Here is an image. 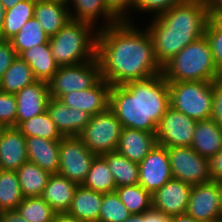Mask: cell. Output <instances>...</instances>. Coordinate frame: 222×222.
I'll return each instance as SVG.
<instances>
[{
  "instance_id": "6da1fadb",
  "label": "cell",
  "mask_w": 222,
  "mask_h": 222,
  "mask_svg": "<svg viewBox=\"0 0 222 222\" xmlns=\"http://www.w3.org/2000/svg\"><path fill=\"white\" fill-rule=\"evenodd\" d=\"M133 20L98 30L96 58L102 78L111 86L162 73L146 26L140 28Z\"/></svg>"
},
{
  "instance_id": "7a4b0ae2",
  "label": "cell",
  "mask_w": 222,
  "mask_h": 222,
  "mask_svg": "<svg viewBox=\"0 0 222 222\" xmlns=\"http://www.w3.org/2000/svg\"><path fill=\"white\" fill-rule=\"evenodd\" d=\"M169 107L168 81L162 73L111 86L109 108L123 127L156 132Z\"/></svg>"
},
{
  "instance_id": "3957f363",
  "label": "cell",
  "mask_w": 222,
  "mask_h": 222,
  "mask_svg": "<svg viewBox=\"0 0 222 222\" xmlns=\"http://www.w3.org/2000/svg\"><path fill=\"white\" fill-rule=\"evenodd\" d=\"M209 19L207 0H184L149 19L146 29L159 64L163 67L186 45L204 36Z\"/></svg>"
},
{
  "instance_id": "277c9868",
  "label": "cell",
  "mask_w": 222,
  "mask_h": 222,
  "mask_svg": "<svg viewBox=\"0 0 222 222\" xmlns=\"http://www.w3.org/2000/svg\"><path fill=\"white\" fill-rule=\"evenodd\" d=\"M167 81H214L222 77L217 69L210 43L204 35L186 45L162 70Z\"/></svg>"
},
{
  "instance_id": "5b68a950",
  "label": "cell",
  "mask_w": 222,
  "mask_h": 222,
  "mask_svg": "<svg viewBox=\"0 0 222 222\" xmlns=\"http://www.w3.org/2000/svg\"><path fill=\"white\" fill-rule=\"evenodd\" d=\"M96 29L92 24L70 19L54 36L49 45L59 66L86 63L96 57Z\"/></svg>"
},
{
  "instance_id": "8992f818",
  "label": "cell",
  "mask_w": 222,
  "mask_h": 222,
  "mask_svg": "<svg viewBox=\"0 0 222 222\" xmlns=\"http://www.w3.org/2000/svg\"><path fill=\"white\" fill-rule=\"evenodd\" d=\"M170 106L193 120L210 119L212 81H168Z\"/></svg>"
},
{
  "instance_id": "52a82bcc",
  "label": "cell",
  "mask_w": 222,
  "mask_h": 222,
  "mask_svg": "<svg viewBox=\"0 0 222 222\" xmlns=\"http://www.w3.org/2000/svg\"><path fill=\"white\" fill-rule=\"evenodd\" d=\"M101 79L100 64L95 57L86 63L59 66L48 81V90L51 98L60 99L65 94L92 88Z\"/></svg>"
},
{
  "instance_id": "ba28073f",
  "label": "cell",
  "mask_w": 222,
  "mask_h": 222,
  "mask_svg": "<svg viewBox=\"0 0 222 222\" xmlns=\"http://www.w3.org/2000/svg\"><path fill=\"white\" fill-rule=\"evenodd\" d=\"M122 129L121 122L108 108L102 113L91 116L89 123L79 137L92 153L102 155L116 151Z\"/></svg>"
},
{
  "instance_id": "9c48e42d",
  "label": "cell",
  "mask_w": 222,
  "mask_h": 222,
  "mask_svg": "<svg viewBox=\"0 0 222 222\" xmlns=\"http://www.w3.org/2000/svg\"><path fill=\"white\" fill-rule=\"evenodd\" d=\"M96 154L92 153L79 136H63L59 140L58 174L77 185H82Z\"/></svg>"
},
{
  "instance_id": "30bf717a",
  "label": "cell",
  "mask_w": 222,
  "mask_h": 222,
  "mask_svg": "<svg viewBox=\"0 0 222 222\" xmlns=\"http://www.w3.org/2000/svg\"><path fill=\"white\" fill-rule=\"evenodd\" d=\"M168 149L173 179L198 185L211 181L208 158L199 155L192 147H170Z\"/></svg>"
},
{
  "instance_id": "8fae6325",
  "label": "cell",
  "mask_w": 222,
  "mask_h": 222,
  "mask_svg": "<svg viewBox=\"0 0 222 222\" xmlns=\"http://www.w3.org/2000/svg\"><path fill=\"white\" fill-rule=\"evenodd\" d=\"M196 122L170 106L157 126V144L167 148L191 147Z\"/></svg>"
},
{
  "instance_id": "7c38bea8",
  "label": "cell",
  "mask_w": 222,
  "mask_h": 222,
  "mask_svg": "<svg viewBox=\"0 0 222 222\" xmlns=\"http://www.w3.org/2000/svg\"><path fill=\"white\" fill-rule=\"evenodd\" d=\"M138 166L139 184L151 194L173 178L167 147L157 144Z\"/></svg>"
},
{
  "instance_id": "4fadbf2b",
  "label": "cell",
  "mask_w": 222,
  "mask_h": 222,
  "mask_svg": "<svg viewBox=\"0 0 222 222\" xmlns=\"http://www.w3.org/2000/svg\"><path fill=\"white\" fill-rule=\"evenodd\" d=\"M186 213L201 222H216L222 217L220 195L215 181L192 185Z\"/></svg>"
},
{
  "instance_id": "5bb4252c",
  "label": "cell",
  "mask_w": 222,
  "mask_h": 222,
  "mask_svg": "<svg viewBox=\"0 0 222 222\" xmlns=\"http://www.w3.org/2000/svg\"><path fill=\"white\" fill-rule=\"evenodd\" d=\"M191 189V184L172 178L152 194V209L170 217L186 213Z\"/></svg>"
},
{
  "instance_id": "9a60e30c",
  "label": "cell",
  "mask_w": 222,
  "mask_h": 222,
  "mask_svg": "<svg viewBox=\"0 0 222 222\" xmlns=\"http://www.w3.org/2000/svg\"><path fill=\"white\" fill-rule=\"evenodd\" d=\"M111 85L103 78L92 88L63 95L59 100L92 116L109 108Z\"/></svg>"
},
{
  "instance_id": "2e32d148",
  "label": "cell",
  "mask_w": 222,
  "mask_h": 222,
  "mask_svg": "<svg viewBox=\"0 0 222 222\" xmlns=\"http://www.w3.org/2000/svg\"><path fill=\"white\" fill-rule=\"evenodd\" d=\"M17 102L16 127L24 121L47 111L50 94L48 82L37 80L15 94Z\"/></svg>"
},
{
  "instance_id": "e0dca14e",
  "label": "cell",
  "mask_w": 222,
  "mask_h": 222,
  "mask_svg": "<svg viewBox=\"0 0 222 222\" xmlns=\"http://www.w3.org/2000/svg\"><path fill=\"white\" fill-rule=\"evenodd\" d=\"M47 112L62 136H79L91 119V114L66 106L61 100H48Z\"/></svg>"
},
{
  "instance_id": "ac0fdd59",
  "label": "cell",
  "mask_w": 222,
  "mask_h": 222,
  "mask_svg": "<svg viewBox=\"0 0 222 222\" xmlns=\"http://www.w3.org/2000/svg\"><path fill=\"white\" fill-rule=\"evenodd\" d=\"M155 133L123 127L116 151L139 164L157 145Z\"/></svg>"
},
{
  "instance_id": "d6986e66",
  "label": "cell",
  "mask_w": 222,
  "mask_h": 222,
  "mask_svg": "<svg viewBox=\"0 0 222 222\" xmlns=\"http://www.w3.org/2000/svg\"><path fill=\"white\" fill-rule=\"evenodd\" d=\"M68 7L71 19L90 23L98 30L120 22L109 10L106 0H70Z\"/></svg>"
},
{
  "instance_id": "ffe728a7",
  "label": "cell",
  "mask_w": 222,
  "mask_h": 222,
  "mask_svg": "<svg viewBox=\"0 0 222 222\" xmlns=\"http://www.w3.org/2000/svg\"><path fill=\"white\" fill-rule=\"evenodd\" d=\"M28 161L26 138L16 128H4L0 136V170L16 171Z\"/></svg>"
},
{
  "instance_id": "44dd1931",
  "label": "cell",
  "mask_w": 222,
  "mask_h": 222,
  "mask_svg": "<svg viewBox=\"0 0 222 222\" xmlns=\"http://www.w3.org/2000/svg\"><path fill=\"white\" fill-rule=\"evenodd\" d=\"M28 161L37 164L50 174H58L59 140H48L42 137L25 136Z\"/></svg>"
},
{
  "instance_id": "7402d4cb",
  "label": "cell",
  "mask_w": 222,
  "mask_h": 222,
  "mask_svg": "<svg viewBox=\"0 0 222 222\" xmlns=\"http://www.w3.org/2000/svg\"><path fill=\"white\" fill-rule=\"evenodd\" d=\"M77 186L76 183L60 174H51L39 197L56 213L68 212Z\"/></svg>"
},
{
  "instance_id": "603a6c76",
  "label": "cell",
  "mask_w": 222,
  "mask_h": 222,
  "mask_svg": "<svg viewBox=\"0 0 222 222\" xmlns=\"http://www.w3.org/2000/svg\"><path fill=\"white\" fill-rule=\"evenodd\" d=\"M67 4L48 0H36L33 17L38 20L45 33L54 36L70 19Z\"/></svg>"
},
{
  "instance_id": "cb8c5ba5",
  "label": "cell",
  "mask_w": 222,
  "mask_h": 222,
  "mask_svg": "<svg viewBox=\"0 0 222 222\" xmlns=\"http://www.w3.org/2000/svg\"><path fill=\"white\" fill-rule=\"evenodd\" d=\"M191 147L203 157L214 156L222 149V128L211 118L197 121Z\"/></svg>"
},
{
  "instance_id": "d4e9b609",
  "label": "cell",
  "mask_w": 222,
  "mask_h": 222,
  "mask_svg": "<svg viewBox=\"0 0 222 222\" xmlns=\"http://www.w3.org/2000/svg\"><path fill=\"white\" fill-rule=\"evenodd\" d=\"M103 193L78 185L68 213L84 222H99Z\"/></svg>"
},
{
  "instance_id": "484cf974",
  "label": "cell",
  "mask_w": 222,
  "mask_h": 222,
  "mask_svg": "<svg viewBox=\"0 0 222 222\" xmlns=\"http://www.w3.org/2000/svg\"><path fill=\"white\" fill-rule=\"evenodd\" d=\"M20 57L32 68L35 78L40 81L48 82L59 68L49 43L34 46L24 51Z\"/></svg>"
},
{
  "instance_id": "4316f807",
  "label": "cell",
  "mask_w": 222,
  "mask_h": 222,
  "mask_svg": "<svg viewBox=\"0 0 222 222\" xmlns=\"http://www.w3.org/2000/svg\"><path fill=\"white\" fill-rule=\"evenodd\" d=\"M36 81L32 68L20 56H17L0 79V91L16 94Z\"/></svg>"
},
{
  "instance_id": "83f0119b",
  "label": "cell",
  "mask_w": 222,
  "mask_h": 222,
  "mask_svg": "<svg viewBox=\"0 0 222 222\" xmlns=\"http://www.w3.org/2000/svg\"><path fill=\"white\" fill-rule=\"evenodd\" d=\"M16 173L24 198L40 196L51 175L31 161L22 164Z\"/></svg>"
},
{
  "instance_id": "f1b7e54d",
  "label": "cell",
  "mask_w": 222,
  "mask_h": 222,
  "mask_svg": "<svg viewBox=\"0 0 222 222\" xmlns=\"http://www.w3.org/2000/svg\"><path fill=\"white\" fill-rule=\"evenodd\" d=\"M111 171L116 187L139 184V166L118 151L102 154Z\"/></svg>"
},
{
  "instance_id": "f546056e",
  "label": "cell",
  "mask_w": 222,
  "mask_h": 222,
  "mask_svg": "<svg viewBox=\"0 0 222 222\" xmlns=\"http://www.w3.org/2000/svg\"><path fill=\"white\" fill-rule=\"evenodd\" d=\"M36 0H23L12 8L5 10L4 23L0 33V39L10 40L21 27L33 18Z\"/></svg>"
},
{
  "instance_id": "4dcf8cb0",
  "label": "cell",
  "mask_w": 222,
  "mask_h": 222,
  "mask_svg": "<svg viewBox=\"0 0 222 222\" xmlns=\"http://www.w3.org/2000/svg\"><path fill=\"white\" fill-rule=\"evenodd\" d=\"M50 37L45 33L42 26L34 17L29 19L20 31L10 39L12 47L18 56L24 51L40 44L49 43Z\"/></svg>"
},
{
  "instance_id": "1f68e13d",
  "label": "cell",
  "mask_w": 222,
  "mask_h": 222,
  "mask_svg": "<svg viewBox=\"0 0 222 222\" xmlns=\"http://www.w3.org/2000/svg\"><path fill=\"white\" fill-rule=\"evenodd\" d=\"M82 185L101 193H110L116 190L114 177L102 155L95 156L90 171Z\"/></svg>"
},
{
  "instance_id": "d6a6232c",
  "label": "cell",
  "mask_w": 222,
  "mask_h": 222,
  "mask_svg": "<svg viewBox=\"0 0 222 222\" xmlns=\"http://www.w3.org/2000/svg\"><path fill=\"white\" fill-rule=\"evenodd\" d=\"M23 199L16 171L0 170V211L17 210Z\"/></svg>"
},
{
  "instance_id": "836d02e7",
  "label": "cell",
  "mask_w": 222,
  "mask_h": 222,
  "mask_svg": "<svg viewBox=\"0 0 222 222\" xmlns=\"http://www.w3.org/2000/svg\"><path fill=\"white\" fill-rule=\"evenodd\" d=\"M115 191L130 214L146 213L152 209V194L140 184L120 186Z\"/></svg>"
},
{
  "instance_id": "e575fe53",
  "label": "cell",
  "mask_w": 222,
  "mask_h": 222,
  "mask_svg": "<svg viewBox=\"0 0 222 222\" xmlns=\"http://www.w3.org/2000/svg\"><path fill=\"white\" fill-rule=\"evenodd\" d=\"M16 128L24 136L42 137L48 140H60L63 137L47 111L21 122Z\"/></svg>"
},
{
  "instance_id": "d590c367",
  "label": "cell",
  "mask_w": 222,
  "mask_h": 222,
  "mask_svg": "<svg viewBox=\"0 0 222 222\" xmlns=\"http://www.w3.org/2000/svg\"><path fill=\"white\" fill-rule=\"evenodd\" d=\"M17 212L27 222H53L56 212L39 196L24 198Z\"/></svg>"
},
{
  "instance_id": "8d00e7d4",
  "label": "cell",
  "mask_w": 222,
  "mask_h": 222,
  "mask_svg": "<svg viewBox=\"0 0 222 222\" xmlns=\"http://www.w3.org/2000/svg\"><path fill=\"white\" fill-rule=\"evenodd\" d=\"M130 216L116 191L103 193L99 222H124Z\"/></svg>"
},
{
  "instance_id": "74e56055",
  "label": "cell",
  "mask_w": 222,
  "mask_h": 222,
  "mask_svg": "<svg viewBox=\"0 0 222 222\" xmlns=\"http://www.w3.org/2000/svg\"><path fill=\"white\" fill-rule=\"evenodd\" d=\"M205 36L207 37L217 69L222 73V21L209 19Z\"/></svg>"
},
{
  "instance_id": "f35d334b",
  "label": "cell",
  "mask_w": 222,
  "mask_h": 222,
  "mask_svg": "<svg viewBox=\"0 0 222 222\" xmlns=\"http://www.w3.org/2000/svg\"><path fill=\"white\" fill-rule=\"evenodd\" d=\"M184 0H136L134 11L137 13H149L148 18H154L170 10ZM140 11V12H139ZM153 14V15H152Z\"/></svg>"
},
{
  "instance_id": "ab89813d",
  "label": "cell",
  "mask_w": 222,
  "mask_h": 222,
  "mask_svg": "<svg viewBox=\"0 0 222 222\" xmlns=\"http://www.w3.org/2000/svg\"><path fill=\"white\" fill-rule=\"evenodd\" d=\"M17 102L15 94L0 91V125L16 127Z\"/></svg>"
},
{
  "instance_id": "60d3db41",
  "label": "cell",
  "mask_w": 222,
  "mask_h": 222,
  "mask_svg": "<svg viewBox=\"0 0 222 222\" xmlns=\"http://www.w3.org/2000/svg\"><path fill=\"white\" fill-rule=\"evenodd\" d=\"M135 2L136 0H106V4L109 10L120 21H126V22H129L130 19L133 17L132 13L134 14Z\"/></svg>"
},
{
  "instance_id": "b9f144b4",
  "label": "cell",
  "mask_w": 222,
  "mask_h": 222,
  "mask_svg": "<svg viewBox=\"0 0 222 222\" xmlns=\"http://www.w3.org/2000/svg\"><path fill=\"white\" fill-rule=\"evenodd\" d=\"M212 112L210 118L222 128V77L212 81Z\"/></svg>"
},
{
  "instance_id": "7bdbcfd3",
  "label": "cell",
  "mask_w": 222,
  "mask_h": 222,
  "mask_svg": "<svg viewBox=\"0 0 222 222\" xmlns=\"http://www.w3.org/2000/svg\"><path fill=\"white\" fill-rule=\"evenodd\" d=\"M17 56L10 40L0 39V79L4 76V73Z\"/></svg>"
},
{
  "instance_id": "ee69618b",
  "label": "cell",
  "mask_w": 222,
  "mask_h": 222,
  "mask_svg": "<svg viewBox=\"0 0 222 222\" xmlns=\"http://www.w3.org/2000/svg\"><path fill=\"white\" fill-rule=\"evenodd\" d=\"M208 167L211 181L222 180V149L208 158Z\"/></svg>"
},
{
  "instance_id": "f6af8a7d",
  "label": "cell",
  "mask_w": 222,
  "mask_h": 222,
  "mask_svg": "<svg viewBox=\"0 0 222 222\" xmlns=\"http://www.w3.org/2000/svg\"><path fill=\"white\" fill-rule=\"evenodd\" d=\"M209 4L210 18L222 21V0H207Z\"/></svg>"
},
{
  "instance_id": "bcb514c9",
  "label": "cell",
  "mask_w": 222,
  "mask_h": 222,
  "mask_svg": "<svg viewBox=\"0 0 222 222\" xmlns=\"http://www.w3.org/2000/svg\"><path fill=\"white\" fill-rule=\"evenodd\" d=\"M144 222H170V216H166L162 212L151 209L144 213Z\"/></svg>"
},
{
  "instance_id": "7dc6e473",
  "label": "cell",
  "mask_w": 222,
  "mask_h": 222,
  "mask_svg": "<svg viewBox=\"0 0 222 222\" xmlns=\"http://www.w3.org/2000/svg\"><path fill=\"white\" fill-rule=\"evenodd\" d=\"M0 222H27L17 210L0 211Z\"/></svg>"
},
{
  "instance_id": "c3c4849f",
  "label": "cell",
  "mask_w": 222,
  "mask_h": 222,
  "mask_svg": "<svg viewBox=\"0 0 222 222\" xmlns=\"http://www.w3.org/2000/svg\"><path fill=\"white\" fill-rule=\"evenodd\" d=\"M53 222H84L68 212L56 213Z\"/></svg>"
},
{
  "instance_id": "681fc988",
  "label": "cell",
  "mask_w": 222,
  "mask_h": 222,
  "mask_svg": "<svg viewBox=\"0 0 222 222\" xmlns=\"http://www.w3.org/2000/svg\"><path fill=\"white\" fill-rule=\"evenodd\" d=\"M170 222H201V221L195 220L193 217H191L187 213H184V214L171 216Z\"/></svg>"
},
{
  "instance_id": "f907efd6",
  "label": "cell",
  "mask_w": 222,
  "mask_h": 222,
  "mask_svg": "<svg viewBox=\"0 0 222 222\" xmlns=\"http://www.w3.org/2000/svg\"><path fill=\"white\" fill-rule=\"evenodd\" d=\"M124 222H144V213L141 214H131Z\"/></svg>"
},
{
  "instance_id": "816d5d0a",
  "label": "cell",
  "mask_w": 222,
  "mask_h": 222,
  "mask_svg": "<svg viewBox=\"0 0 222 222\" xmlns=\"http://www.w3.org/2000/svg\"><path fill=\"white\" fill-rule=\"evenodd\" d=\"M1 3L3 4L5 10L12 8L15 6L17 3L23 1V0H0Z\"/></svg>"
},
{
  "instance_id": "f5cc1de1",
  "label": "cell",
  "mask_w": 222,
  "mask_h": 222,
  "mask_svg": "<svg viewBox=\"0 0 222 222\" xmlns=\"http://www.w3.org/2000/svg\"><path fill=\"white\" fill-rule=\"evenodd\" d=\"M4 17H5V8L0 1V33H1L2 27H3Z\"/></svg>"
},
{
  "instance_id": "db71d44e",
  "label": "cell",
  "mask_w": 222,
  "mask_h": 222,
  "mask_svg": "<svg viewBox=\"0 0 222 222\" xmlns=\"http://www.w3.org/2000/svg\"><path fill=\"white\" fill-rule=\"evenodd\" d=\"M220 195V208L222 213V180L216 182Z\"/></svg>"
},
{
  "instance_id": "11a10c76",
  "label": "cell",
  "mask_w": 222,
  "mask_h": 222,
  "mask_svg": "<svg viewBox=\"0 0 222 222\" xmlns=\"http://www.w3.org/2000/svg\"><path fill=\"white\" fill-rule=\"evenodd\" d=\"M48 1H55V2H60V3H63V4H69L70 0H48Z\"/></svg>"
},
{
  "instance_id": "9f6ffc18",
  "label": "cell",
  "mask_w": 222,
  "mask_h": 222,
  "mask_svg": "<svg viewBox=\"0 0 222 222\" xmlns=\"http://www.w3.org/2000/svg\"><path fill=\"white\" fill-rule=\"evenodd\" d=\"M4 128H5V127H3V126L0 125V136H1Z\"/></svg>"
},
{
  "instance_id": "6f0895ef",
  "label": "cell",
  "mask_w": 222,
  "mask_h": 222,
  "mask_svg": "<svg viewBox=\"0 0 222 222\" xmlns=\"http://www.w3.org/2000/svg\"><path fill=\"white\" fill-rule=\"evenodd\" d=\"M216 222H222V217L219 218Z\"/></svg>"
}]
</instances>
